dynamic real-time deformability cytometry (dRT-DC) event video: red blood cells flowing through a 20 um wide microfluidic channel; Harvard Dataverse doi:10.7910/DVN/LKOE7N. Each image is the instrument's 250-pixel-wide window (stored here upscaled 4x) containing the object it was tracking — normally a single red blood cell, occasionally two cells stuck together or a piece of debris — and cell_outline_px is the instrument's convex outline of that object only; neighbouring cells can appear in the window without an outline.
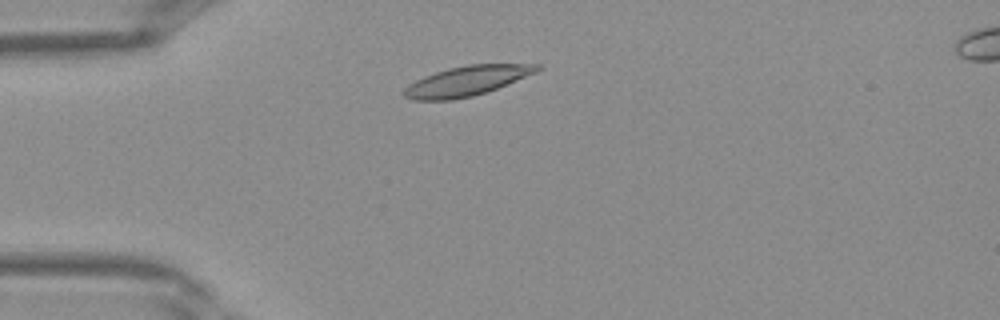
{"species": "Egyptian fruit bat (a non-hibernating species)", "species_latin": "Rousettus aegyptiacus", "temperature_condition": "warm", "stored_images_in_passage": 35, "camera_frame_rate_fps": 3000, "um_per_image_px": 0.085, "frame": {"image": 1, "passage_image": 5, "time_ms": 1.333, "image_size_px": [1000, 320], "cell_outline_px": [[544, 68], [536, 72], [488, 92], [472, 96], [452, 100], [412, 100], [404, 96], [404, 88], [408, 84], [424, 76], [448, 68], [468, 64], [540, 64]], "centroid_in_image_um": [39.68, 6.88], "position_along_channel_um": 45.3, "area_um2": 23.12}}
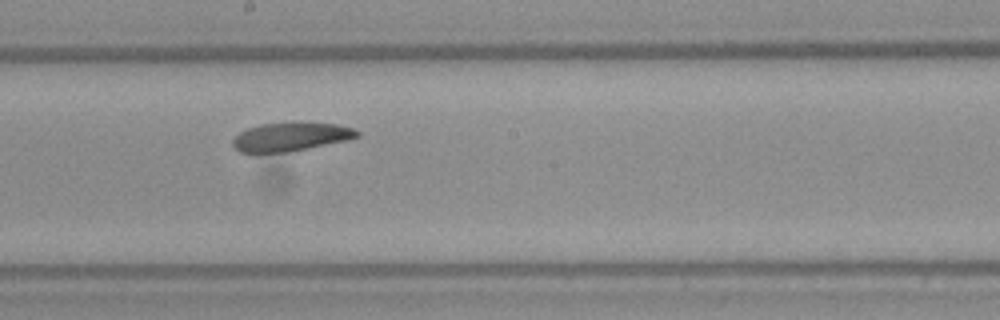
{"frame": {"image": 2, "passage_image": 17, "time_ms": 5.333, "image_size_px": [1000, 320], "cell_outline_px": [[360, 136], [348, 140], [288, 152], [240, 152], [232, 144], [232, 140], [240, 132], [248, 128], [260, 124], [336, 124], [356, 128], [360, 132]], "centroid_in_image_um": [24.75, 11.65], "position_along_channel_um": 223.5, "area_um2": 20.17}}
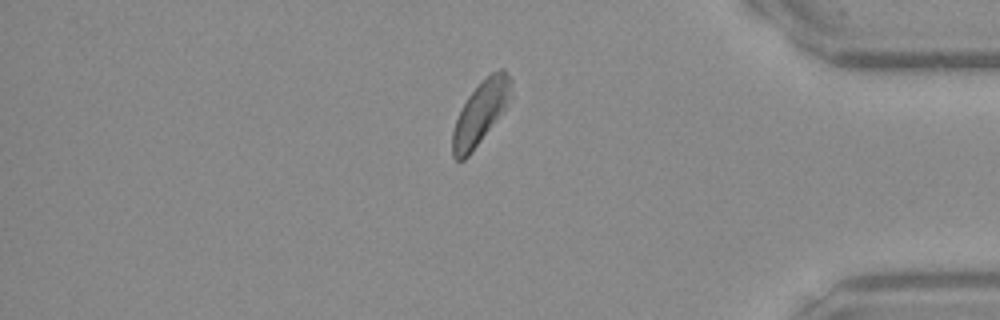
{"frame": {"image": 3, "passage_image": 29, "time_ms": 9.333, "image_size_px": [1000, 320], "cell_outline_px": [[512, 80], [504, 112], [468, 156], [464, 160], [456, 160], [452, 156], [452, 132], [456, 120], [468, 96], [492, 72], [500, 68], [504, 68]], "centroid_in_image_um": [40.83, 9.61], "position_along_channel_um": 394.4, "area_um2": 20.92}}